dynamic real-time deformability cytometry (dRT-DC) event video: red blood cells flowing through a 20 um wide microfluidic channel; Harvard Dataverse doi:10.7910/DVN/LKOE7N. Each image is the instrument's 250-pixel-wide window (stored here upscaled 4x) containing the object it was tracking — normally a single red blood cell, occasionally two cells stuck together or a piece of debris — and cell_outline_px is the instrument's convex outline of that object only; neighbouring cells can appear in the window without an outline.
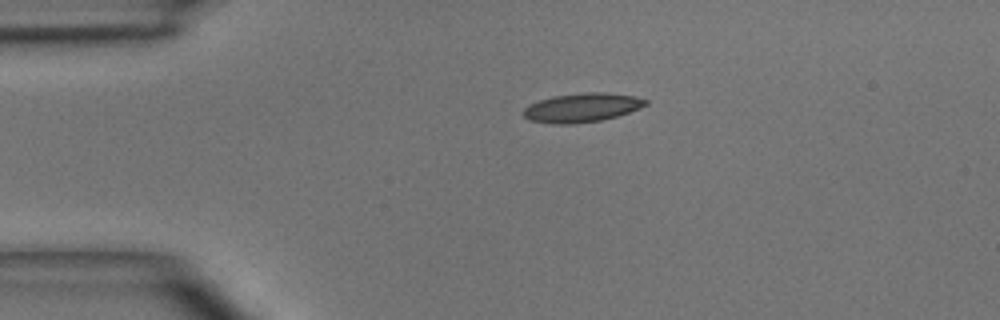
{"species": "common noctule bat (a hibernating species)", "species_latin": "Nyctalus noctula", "temperature_condition": "room temperature", "stored_images_in_passage": 3, "segment_of_instrument_passage": [1, 2], "camera_frame_rate_fps": 3000, "um_per_image_px": 0.085, "animal": {"sex": "male", "body_mass_g": 15.6}, "frame": {"image": 1, "passage_image": 1, "time_ms": 0.0, "image_size_px": [1000, 320], "cell_outline_px": [[648, 104], [640, 108], [616, 116], [600, 120], [572, 124], [552, 124], [528, 120], [524, 116], [524, 108], [528, 104], [552, 96], [588, 92], [604, 92], [636, 96], [648, 100]], "centroid_in_image_um": [49.46, 9.14], "position_along_channel_um": 35.5, "area_um2": 20.63}}